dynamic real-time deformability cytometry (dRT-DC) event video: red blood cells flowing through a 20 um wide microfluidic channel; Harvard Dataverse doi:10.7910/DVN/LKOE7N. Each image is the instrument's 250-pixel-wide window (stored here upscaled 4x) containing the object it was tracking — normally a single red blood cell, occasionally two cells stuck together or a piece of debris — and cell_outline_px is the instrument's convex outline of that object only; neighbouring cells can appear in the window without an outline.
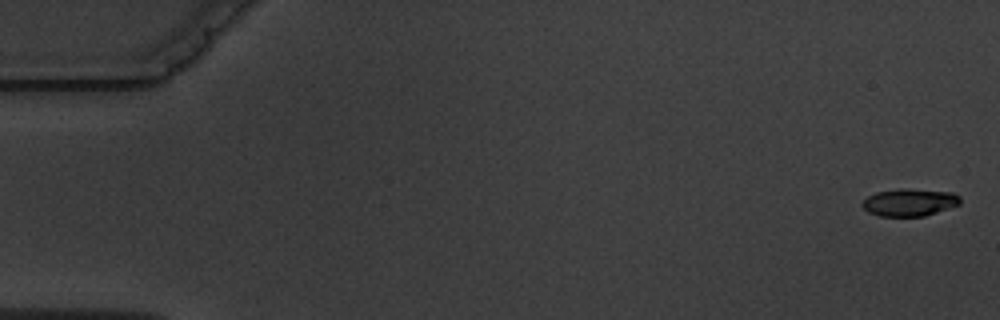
{"species": "common noctule bat (a hibernating species)", "species_latin": "Nyctalus noctula", "temperature_condition": "warm", "stored_images_in_passage": 5, "camera_frame_rate_fps": 3000, "um_per_image_px": 0.085, "animal": {"sex": "male", "body_mass_g": 19.5, "forearm_length_mm": 54.6}, "frame": {"image": 1, "passage_image": 1, "time_ms": 0.0, "image_size_px": [1000, 320], "cell_outline_px": [[960, 204], [924, 216], [880, 216], [868, 212], [860, 204], [868, 196], [876, 192], [900, 188], [908, 188], [952, 192], [960, 196]], "centroid_in_image_um": [77.3, 17.19], "position_along_channel_um": 7.7, "area_um2": 15.66}}
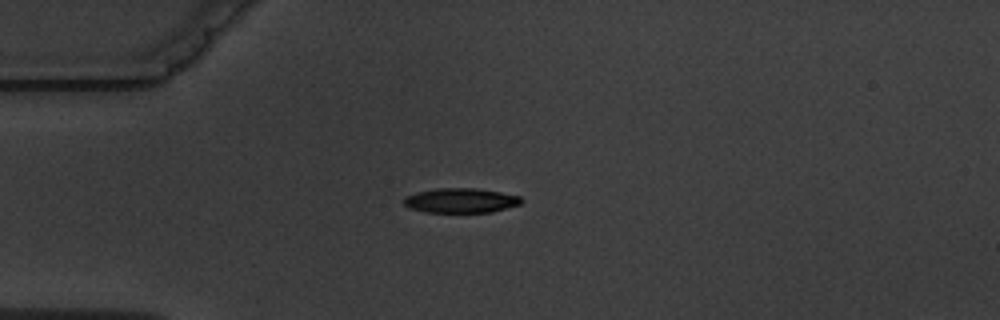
{"frame": {"image": 2, "passage_image": 5, "time_ms": 4.667, "image_size_px": [1000, 320], "cell_outline_px": [[524, 200], [520, 204], [492, 212], [424, 212], [408, 208], [404, 204], [404, 196], [416, 192], [436, 188], [476, 188], [500, 192], [520, 196]], "centroid_in_image_um": [39.14, 17.04], "position_along_channel_um": 45.9, "area_um2": 16.99}}